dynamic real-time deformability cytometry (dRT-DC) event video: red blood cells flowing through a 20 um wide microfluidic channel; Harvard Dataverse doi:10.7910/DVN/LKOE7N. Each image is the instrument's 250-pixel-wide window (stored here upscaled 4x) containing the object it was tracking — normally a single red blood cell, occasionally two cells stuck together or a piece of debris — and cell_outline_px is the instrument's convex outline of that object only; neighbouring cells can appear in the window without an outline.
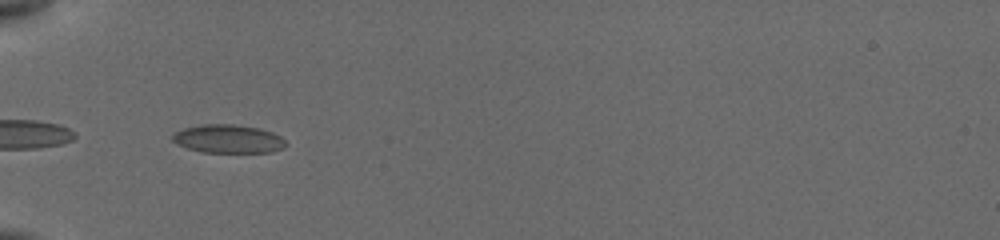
{"species": "common noctule bat (a hibernating species)", "species_latin": "Nyctalus noctula", "temperature_condition": "cold", "stored_images_in_passage": 10, "camera_frame_rate_fps": 3000, "um_per_image_px": 0.085, "animal": {"sex": "female", "body_mass_g": 19.5, "forearm_length_mm": 54.1}, "frame": {"image": 1, "passage_image": 9, "time_ms": 6.667, "image_size_px": [1000, 240], "cell_outline_px": [[288, 144], [284, 148], [272, 152], [200, 152], [176, 144], [172, 140], [172, 136], [176, 132], [184, 128], [200, 124], [232, 124], [260, 128], [272, 132], [280, 136]], "centroid_in_image_um": [19.41, 11.8], "position_along_channel_um": 65.6, "area_um2": 18.84}}
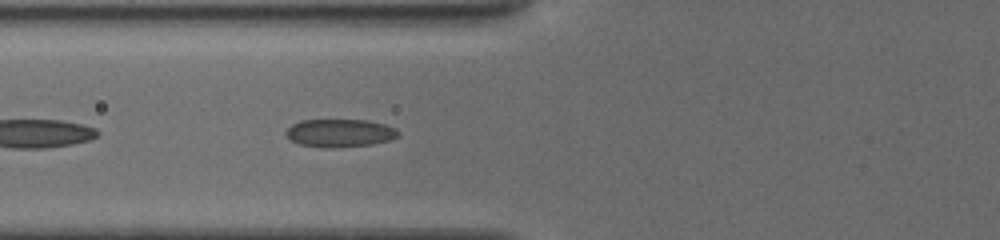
{"frame": {"image": 2, "passage_image": 10, "time_ms": 7.667, "image_size_px": [1000, 240], "cell_outline_px": [[400, 136], [388, 140], [372, 144], [332, 148], [328, 148], [300, 144], [284, 136], [284, 132], [292, 124], [300, 120], [368, 120], [384, 124], [400, 132]], "centroid_in_image_um": [28.85, 11.3], "position_along_channel_um": 96.9, "area_um2": 18.26}}